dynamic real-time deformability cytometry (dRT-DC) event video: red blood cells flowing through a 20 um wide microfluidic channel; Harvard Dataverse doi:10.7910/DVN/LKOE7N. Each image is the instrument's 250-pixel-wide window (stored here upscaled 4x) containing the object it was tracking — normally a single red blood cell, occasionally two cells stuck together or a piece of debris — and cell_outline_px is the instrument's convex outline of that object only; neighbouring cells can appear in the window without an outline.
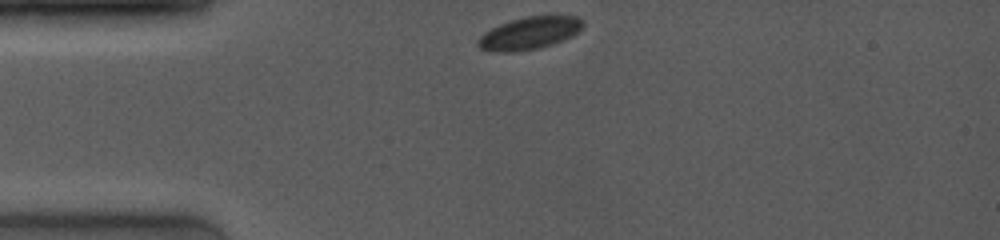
{"species": "common noctule bat (a hibernating species)", "species_latin": "Nyctalus noctula", "temperature_condition": "room temperature", "stored_images_in_passage": 44, "camera_frame_rate_fps": 4000, "um_per_image_px": 0.085, "animal": {"sex": "female", "body_mass_g": 19.0, "forearm_length_mm": 53.3}, "frame": {"image": 1, "passage_image": 1, "time_ms": 0.0, "image_size_px": [1000, 240], "cell_outline_px": [[584, 24], [572, 36], [552, 44], [540, 48], [516, 52], [488, 52], [480, 48], [476, 44], [476, 40], [484, 32], [500, 24], [512, 20], [528, 16], [576, 16], [584, 20]], "centroid_in_image_um": [44.95, 2.84], "position_along_channel_um": 40.0, "area_um2": 19.88}}
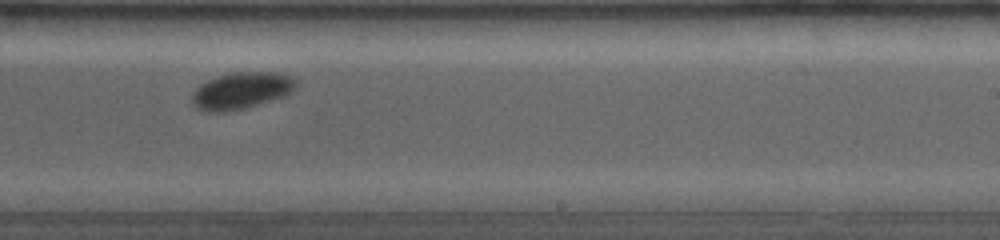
{"frame": {"image": 2, "passage_image": 27, "time_ms": 6.5, "image_size_px": [1000, 240], "cell_outline_px": [[296, 84], [292, 92], [284, 96], [244, 108], [228, 112], [200, 112], [192, 104], [192, 92], [200, 84], [216, 76], [232, 72], [276, 72], [288, 76], [296, 80]], "centroid_in_image_um": [20.45, 7.71], "position_along_channel_um": 268.6, "area_um2": 22.37}}
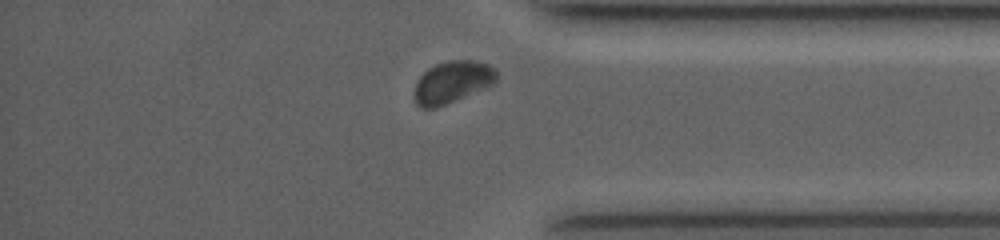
{"frame": {"image": 3, "passage_image": 40, "time_ms": 9.75, "image_size_px": [1000, 240], "cell_outline_px": [[496, 80], [492, 84], [436, 108], [420, 108], [416, 104], [412, 96], [412, 92], [420, 76], [428, 68], [436, 64], [448, 60], [476, 60], [488, 64], [496, 72]], "centroid_in_image_um": [38.37, 6.97], "position_along_channel_um": 396.8, "area_um2": 20.0}}